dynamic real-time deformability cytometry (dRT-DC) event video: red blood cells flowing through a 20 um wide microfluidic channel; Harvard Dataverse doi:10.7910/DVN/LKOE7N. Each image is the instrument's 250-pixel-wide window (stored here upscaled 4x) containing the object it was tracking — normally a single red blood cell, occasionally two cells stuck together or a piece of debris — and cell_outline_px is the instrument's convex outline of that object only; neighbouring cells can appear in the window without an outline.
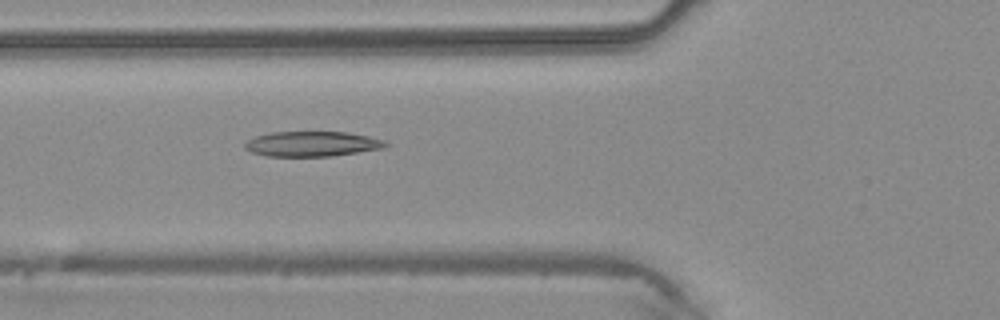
{"species": "common noctule bat (a hibernating species)", "species_latin": "Nyctalus noctula", "temperature_condition": "warm", "stored_images_in_passage": 46, "camera_frame_rate_fps": 3000, "um_per_image_px": 0.085, "animal": {"sex": "male", "body_mass_g": 20.4}, "frame": {"image": 1, "passage_image": 17, "time_ms": 5.333, "image_size_px": [1000, 320], "cell_outline_px": [[388, 144], [384, 148], [332, 156], [268, 156], [252, 152], [244, 148], [244, 144], [248, 140], [256, 136], [272, 132], [348, 132], [368, 136], [384, 140]], "centroid_in_image_um": [26.53, 12.23], "position_along_channel_um": 99.3, "area_um2": 20.46}}
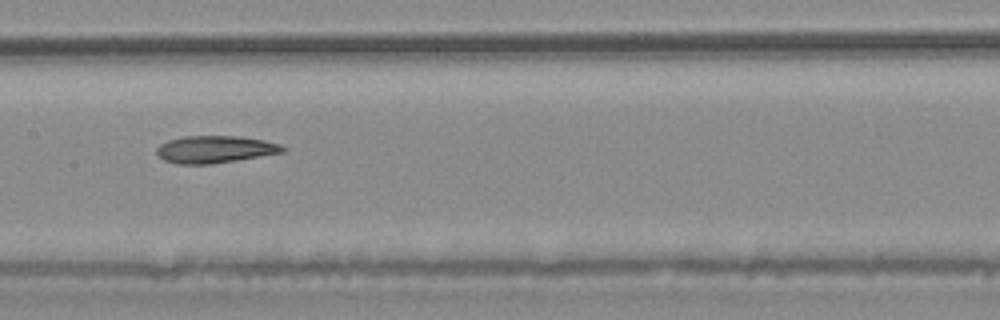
{"frame": {"image": 2, "passage_image": 23, "time_ms": 7.333, "image_size_px": [1000, 320], "cell_outline_px": [[288, 148], [284, 152], [212, 164], [176, 164], [164, 160], [156, 156], [156, 148], [160, 144], [168, 140], [184, 136], [240, 136], [264, 140], [280, 144]], "centroid_in_image_um": [18.25, 12.69], "position_along_channel_um": 189.1, "area_um2": 20.17}}
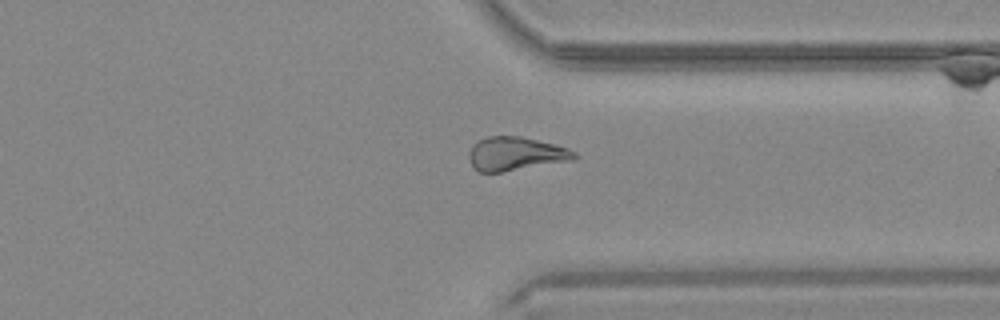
{"frame": {"image": 3, "passage_image": 35, "time_ms": 11.333, "image_size_px": [1000, 320], "cell_outline_px": [[580, 156], [572, 160], [500, 172], [480, 172], [472, 168], [468, 156], [468, 152], [472, 144], [476, 140], [488, 136], [520, 136], [568, 148], [576, 152]], "centroid_in_image_um": [43.78, 13.07], "position_along_channel_um": 367.6, "area_um2": 20.69}}